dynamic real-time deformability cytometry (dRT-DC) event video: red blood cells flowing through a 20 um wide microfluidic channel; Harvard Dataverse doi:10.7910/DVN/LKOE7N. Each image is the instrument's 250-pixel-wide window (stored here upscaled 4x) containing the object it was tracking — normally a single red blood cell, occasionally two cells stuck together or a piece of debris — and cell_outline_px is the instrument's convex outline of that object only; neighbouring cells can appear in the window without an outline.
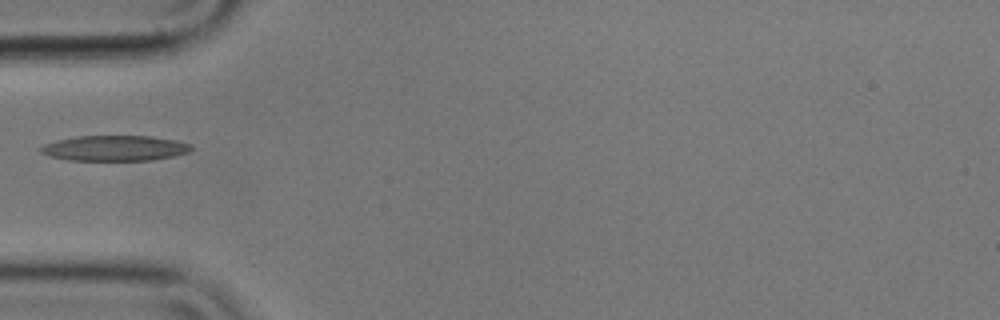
{"species": "common noctule bat (a hibernating species)", "species_latin": "Nyctalus noctula", "temperature_condition": "cold", "stored_images_in_passage": 14, "camera_frame_rate_fps": 3000, "um_per_image_px": 0.085, "animal": {"sex": "male", "body_mass_g": 17.9}, "frame": {"image": 1, "passage_image": 4, "time_ms": 1.0, "image_size_px": [1000, 320], "cell_outline_px": [[192, 148], [188, 152], [172, 156], [152, 160], [68, 160], [52, 156], [40, 152], [40, 148], [44, 144], [56, 140], [76, 136], [152, 136], [176, 140], [192, 144]], "centroid_in_image_um": [9.77, 12.58], "position_along_channel_um": 75.2, "area_um2": 22.2}}
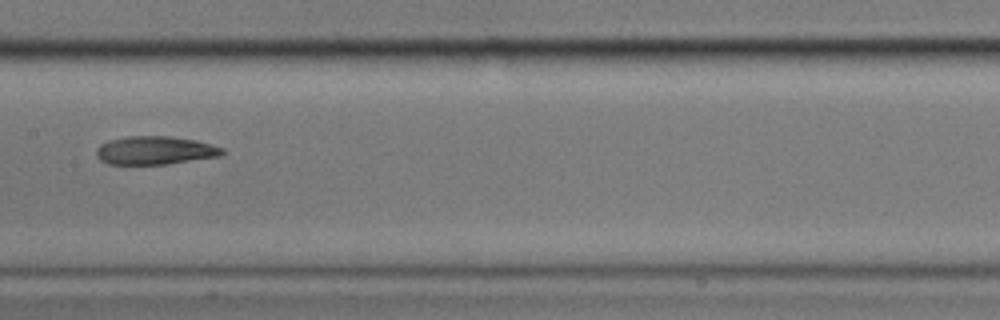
{"frame": {"image": 2, "passage_image": 7, "time_ms": 2.0, "image_size_px": [1000, 320], "cell_outline_px": [[224, 152], [220, 156], [168, 164], [108, 164], [100, 160], [96, 156], [96, 148], [100, 144], [108, 140], [128, 136], [168, 136], [196, 140], [224, 148]], "centroid_in_image_um": [13.15, 12.78], "position_along_channel_um": 194.2, "area_um2": 20.87}}
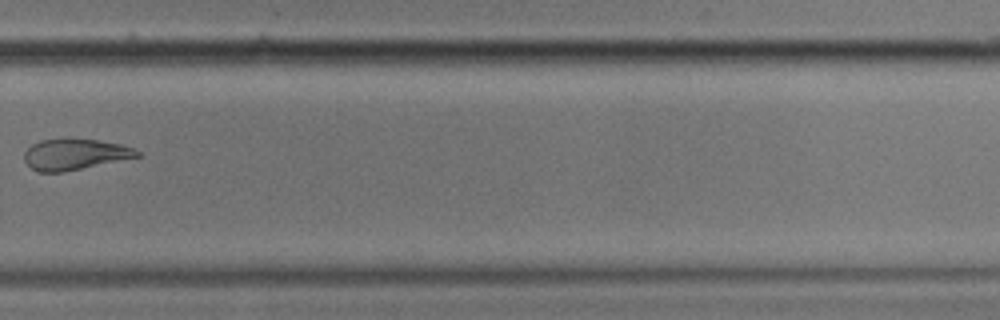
{"frame": {"image": 3, "passage_image": 10, "time_ms": 3.0, "image_size_px": [1000, 320], "cell_outline_px": [[140, 156], [64, 172], [40, 172], [32, 168], [24, 160], [24, 152], [32, 144], [40, 140], [68, 136], [100, 140], [120, 144], [132, 148], [140, 152]], "centroid_in_image_um": [6.33, 13.08], "position_along_channel_um": 323.5, "area_um2": 20.75}}